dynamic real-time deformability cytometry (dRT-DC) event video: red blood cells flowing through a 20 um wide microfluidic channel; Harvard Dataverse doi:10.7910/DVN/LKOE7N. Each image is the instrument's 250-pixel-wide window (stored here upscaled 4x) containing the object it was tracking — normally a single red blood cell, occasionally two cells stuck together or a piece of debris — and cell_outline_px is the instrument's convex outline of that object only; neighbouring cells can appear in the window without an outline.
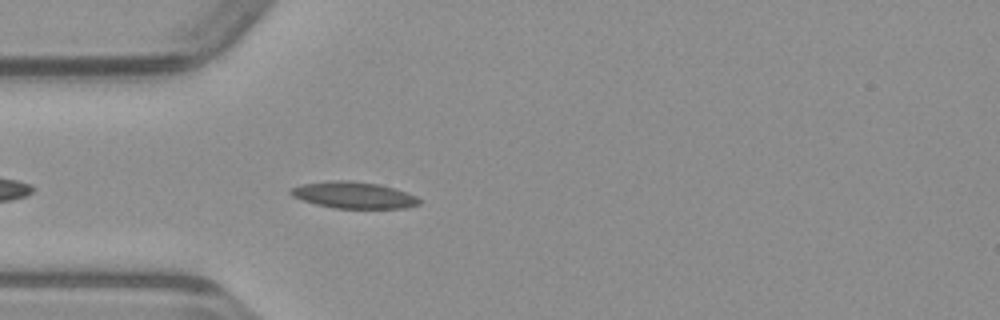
{"species": "common noctule bat (a hibernating species)", "species_latin": "Nyctalus noctula", "temperature_condition": "warm", "stored_images_in_passage": 24, "camera_frame_rate_fps": 3000, "um_per_image_px": 0.085, "animal": {"sex": "male", "body_mass_g": 23.1, "forearm_length_mm": 52.7}, "frame": {"image": 1, "passage_image": 3, "time_ms": 0.667, "image_size_px": [1000, 320], "cell_outline_px": [[420, 204], [404, 208], [332, 208], [316, 204], [292, 196], [288, 192], [292, 188], [300, 184], [332, 180], [348, 180], [380, 184], [416, 196], [420, 200]], "centroid_in_image_um": [30.03, 16.58], "position_along_channel_um": 55.0, "area_um2": 19.77}}
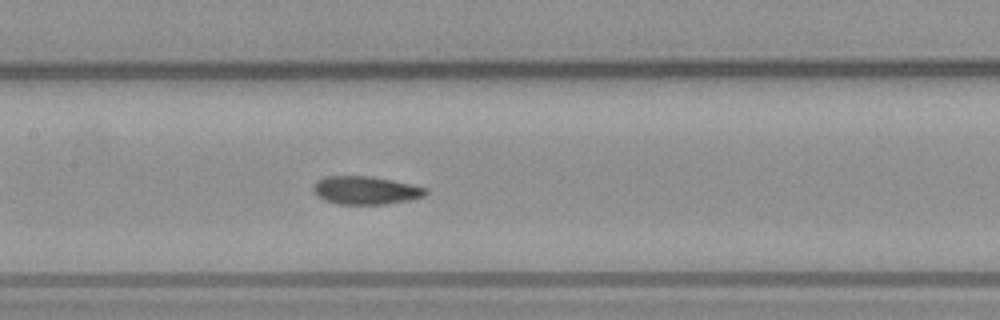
{"frame": {"image": 2, "passage_image": 12, "time_ms": 3.667, "image_size_px": [1000, 320], "cell_outline_px": [[428, 192], [424, 196], [408, 200], [384, 204], [340, 204], [324, 200], [316, 196], [312, 188], [312, 184], [316, 180], [324, 176], [368, 176], [392, 180], [412, 184], [428, 188]], "centroid_in_image_um": [31.04, 16.17], "position_along_channel_um": 176.4, "area_um2": 18.55}}
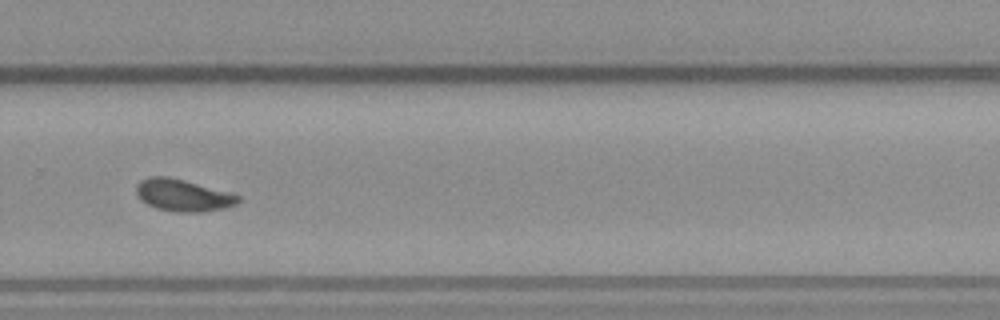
{"frame": {"image": 3, "passage_image": 22, "time_ms": 7.0, "image_size_px": [1000, 320], "cell_outline_px": [[240, 200], [236, 204], [224, 208], [204, 212], [176, 212], [156, 208], [140, 200], [136, 196], [136, 184], [140, 180], [148, 176], [168, 176], [184, 180], [228, 192], [240, 196]], "centroid_in_image_um": [15.51, 16.6], "position_along_channel_um": 314.3, "area_um2": 19.07}}